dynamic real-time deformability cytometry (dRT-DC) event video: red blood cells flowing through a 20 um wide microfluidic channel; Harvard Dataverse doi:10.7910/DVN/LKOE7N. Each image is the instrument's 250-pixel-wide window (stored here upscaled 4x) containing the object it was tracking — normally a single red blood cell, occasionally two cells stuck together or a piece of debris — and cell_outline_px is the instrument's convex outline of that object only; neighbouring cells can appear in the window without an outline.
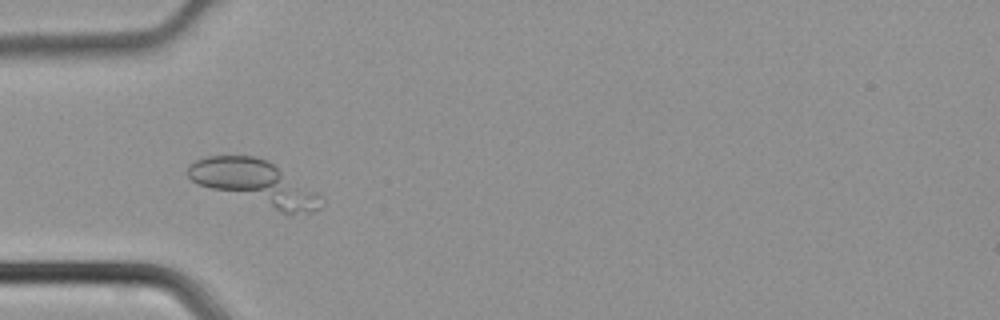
{"species": "common noctule bat (a hibernating species)", "species_latin": "Nyctalus noctula", "temperature_condition": "cold", "stored_images_in_passage": 45, "camera_frame_rate_fps": 3000, "um_per_image_px": 0.085, "animal": {"sex": "male", "body_mass_g": 21.5, "forearm_length_mm": 52.0}, "frame": {"image": 1, "passage_image": 14, "time_ms": 4.333, "image_size_px": [1000, 320], "cell_outline_px": [[324, 204], [320, 208], [312, 212], [288, 216], [200, 184], [192, 180], [188, 176], [188, 168], [196, 160], [208, 156], [256, 156], [268, 160], [324, 196]], "centroid_in_image_um": [21.81, 15.59], "position_along_channel_um": 63.2, "area_um2": 35.03}}